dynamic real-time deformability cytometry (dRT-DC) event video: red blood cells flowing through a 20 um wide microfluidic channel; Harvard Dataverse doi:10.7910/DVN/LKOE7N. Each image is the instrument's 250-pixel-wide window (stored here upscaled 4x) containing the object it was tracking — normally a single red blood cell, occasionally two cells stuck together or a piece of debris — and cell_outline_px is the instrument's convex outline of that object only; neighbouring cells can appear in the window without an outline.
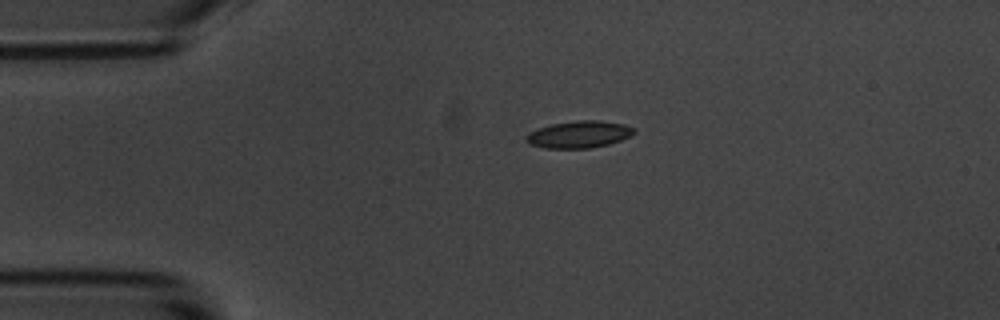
{"species": "common noctule bat (a hibernating species)", "species_latin": "Nyctalus noctula", "temperature_condition": "room temperature", "stored_images_in_passage": 2, "camera_frame_rate_fps": 3000, "um_per_image_px": 0.085, "animal": {"sex": "male", "body_mass_g": 20.1, "forearm_length_mm": 53.5}, "frame": {"image": 1, "passage_image": 1, "time_ms": 0.0, "image_size_px": [1000, 320], "cell_outline_px": [[636, 132], [632, 136], [608, 144], [588, 148], [544, 148], [528, 144], [524, 140], [524, 136], [528, 132], [536, 128], [552, 124], [576, 120], [600, 120], [624, 124], [636, 128]], "centroid_in_image_um": [49.19, 11.42], "position_along_channel_um": 35.8, "area_um2": 17.28}}